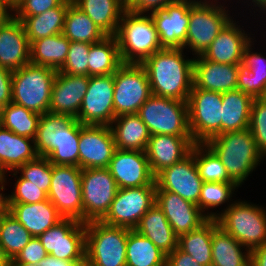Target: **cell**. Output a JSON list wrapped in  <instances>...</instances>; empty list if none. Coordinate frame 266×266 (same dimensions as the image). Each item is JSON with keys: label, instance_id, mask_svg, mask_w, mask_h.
Segmentation results:
<instances>
[{"label": "cell", "instance_id": "91938a15", "mask_svg": "<svg viewBox=\"0 0 266 266\" xmlns=\"http://www.w3.org/2000/svg\"><path fill=\"white\" fill-rule=\"evenodd\" d=\"M7 174H0V191H4L5 188V183L7 182L6 178ZM0 210H8L7 205H6V195L4 193L0 192Z\"/></svg>", "mask_w": 266, "mask_h": 266}, {"label": "cell", "instance_id": "680465c9", "mask_svg": "<svg viewBox=\"0 0 266 266\" xmlns=\"http://www.w3.org/2000/svg\"><path fill=\"white\" fill-rule=\"evenodd\" d=\"M13 3L9 0H0V27L13 17Z\"/></svg>", "mask_w": 266, "mask_h": 266}, {"label": "cell", "instance_id": "e7e4bbea", "mask_svg": "<svg viewBox=\"0 0 266 266\" xmlns=\"http://www.w3.org/2000/svg\"><path fill=\"white\" fill-rule=\"evenodd\" d=\"M8 210H0V224L3 218V215L7 212Z\"/></svg>", "mask_w": 266, "mask_h": 266}, {"label": "cell", "instance_id": "603a6c76", "mask_svg": "<svg viewBox=\"0 0 266 266\" xmlns=\"http://www.w3.org/2000/svg\"><path fill=\"white\" fill-rule=\"evenodd\" d=\"M193 145L192 136H150L145 153L152 174L156 176L164 168L182 161L190 154Z\"/></svg>", "mask_w": 266, "mask_h": 266}, {"label": "cell", "instance_id": "7402d4cb", "mask_svg": "<svg viewBox=\"0 0 266 266\" xmlns=\"http://www.w3.org/2000/svg\"><path fill=\"white\" fill-rule=\"evenodd\" d=\"M239 21L233 18L225 25L202 55L206 60L221 64L241 65L245 47L254 40Z\"/></svg>", "mask_w": 266, "mask_h": 266}, {"label": "cell", "instance_id": "b9f144b4", "mask_svg": "<svg viewBox=\"0 0 266 266\" xmlns=\"http://www.w3.org/2000/svg\"><path fill=\"white\" fill-rule=\"evenodd\" d=\"M194 160L203 182L235 183L220 158L206 143H194Z\"/></svg>", "mask_w": 266, "mask_h": 266}, {"label": "cell", "instance_id": "f35d334b", "mask_svg": "<svg viewBox=\"0 0 266 266\" xmlns=\"http://www.w3.org/2000/svg\"><path fill=\"white\" fill-rule=\"evenodd\" d=\"M62 34L70 42H86L89 44L96 43L107 36L73 3L67 8Z\"/></svg>", "mask_w": 266, "mask_h": 266}, {"label": "cell", "instance_id": "30bf717a", "mask_svg": "<svg viewBox=\"0 0 266 266\" xmlns=\"http://www.w3.org/2000/svg\"><path fill=\"white\" fill-rule=\"evenodd\" d=\"M115 117L137 114L152 95L149 79L141 64L123 63L113 74Z\"/></svg>", "mask_w": 266, "mask_h": 266}, {"label": "cell", "instance_id": "3957f363", "mask_svg": "<svg viewBox=\"0 0 266 266\" xmlns=\"http://www.w3.org/2000/svg\"><path fill=\"white\" fill-rule=\"evenodd\" d=\"M115 37L122 63L141 64L162 49L155 23L150 14L125 11Z\"/></svg>", "mask_w": 266, "mask_h": 266}, {"label": "cell", "instance_id": "7dc6e473", "mask_svg": "<svg viewBox=\"0 0 266 266\" xmlns=\"http://www.w3.org/2000/svg\"><path fill=\"white\" fill-rule=\"evenodd\" d=\"M12 175L17 178L12 194L6 195V204H33L48 199V194L39 189L32 182L16 176L18 173L14 170Z\"/></svg>", "mask_w": 266, "mask_h": 266}, {"label": "cell", "instance_id": "7bdbcfd3", "mask_svg": "<svg viewBox=\"0 0 266 266\" xmlns=\"http://www.w3.org/2000/svg\"><path fill=\"white\" fill-rule=\"evenodd\" d=\"M30 232L8 211L3 215L0 224V248L12 261L29 243Z\"/></svg>", "mask_w": 266, "mask_h": 266}, {"label": "cell", "instance_id": "e575fe53", "mask_svg": "<svg viewBox=\"0 0 266 266\" xmlns=\"http://www.w3.org/2000/svg\"><path fill=\"white\" fill-rule=\"evenodd\" d=\"M70 43L62 33L33 41L30 44V63L58 71L66 61Z\"/></svg>", "mask_w": 266, "mask_h": 266}, {"label": "cell", "instance_id": "6da1fadb", "mask_svg": "<svg viewBox=\"0 0 266 266\" xmlns=\"http://www.w3.org/2000/svg\"><path fill=\"white\" fill-rule=\"evenodd\" d=\"M183 48H162L146 58L145 68L153 95L188 101L193 87V63Z\"/></svg>", "mask_w": 266, "mask_h": 266}, {"label": "cell", "instance_id": "4316f807", "mask_svg": "<svg viewBox=\"0 0 266 266\" xmlns=\"http://www.w3.org/2000/svg\"><path fill=\"white\" fill-rule=\"evenodd\" d=\"M253 43L251 40L243 51L237 89L253 98H266V57L260 52L252 51Z\"/></svg>", "mask_w": 266, "mask_h": 266}, {"label": "cell", "instance_id": "be15d7a7", "mask_svg": "<svg viewBox=\"0 0 266 266\" xmlns=\"http://www.w3.org/2000/svg\"><path fill=\"white\" fill-rule=\"evenodd\" d=\"M11 266H39V264H31V263H28V264H11Z\"/></svg>", "mask_w": 266, "mask_h": 266}, {"label": "cell", "instance_id": "94428289", "mask_svg": "<svg viewBox=\"0 0 266 266\" xmlns=\"http://www.w3.org/2000/svg\"><path fill=\"white\" fill-rule=\"evenodd\" d=\"M252 1L251 5L253 4V7H259L256 8V11L264 13L266 11V0H249Z\"/></svg>", "mask_w": 266, "mask_h": 266}, {"label": "cell", "instance_id": "2e32d148", "mask_svg": "<svg viewBox=\"0 0 266 266\" xmlns=\"http://www.w3.org/2000/svg\"><path fill=\"white\" fill-rule=\"evenodd\" d=\"M156 191H170L197 205L203 180L195 160L194 145L182 161L164 168L155 176Z\"/></svg>", "mask_w": 266, "mask_h": 266}, {"label": "cell", "instance_id": "52a82bcc", "mask_svg": "<svg viewBox=\"0 0 266 266\" xmlns=\"http://www.w3.org/2000/svg\"><path fill=\"white\" fill-rule=\"evenodd\" d=\"M217 1L219 0H198L189 10L190 19L183 49L188 47L194 52L192 55H203L232 19L229 9Z\"/></svg>", "mask_w": 266, "mask_h": 266}, {"label": "cell", "instance_id": "6f0895ef", "mask_svg": "<svg viewBox=\"0 0 266 266\" xmlns=\"http://www.w3.org/2000/svg\"><path fill=\"white\" fill-rule=\"evenodd\" d=\"M250 266H266V243L251 251Z\"/></svg>", "mask_w": 266, "mask_h": 266}, {"label": "cell", "instance_id": "7c38bea8", "mask_svg": "<svg viewBox=\"0 0 266 266\" xmlns=\"http://www.w3.org/2000/svg\"><path fill=\"white\" fill-rule=\"evenodd\" d=\"M83 223L101 221L118 191L108 168L82 169Z\"/></svg>", "mask_w": 266, "mask_h": 266}, {"label": "cell", "instance_id": "4dcf8cb0", "mask_svg": "<svg viewBox=\"0 0 266 266\" xmlns=\"http://www.w3.org/2000/svg\"><path fill=\"white\" fill-rule=\"evenodd\" d=\"M107 36H115L126 0H72Z\"/></svg>", "mask_w": 266, "mask_h": 266}, {"label": "cell", "instance_id": "9f6ffc18", "mask_svg": "<svg viewBox=\"0 0 266 266\" xmlns=\"http://www.w3.org/2000/svg\"><path fill=\"white\" fill-rule=\"evenodd\" d=\"M39 266H86L85 261H67L47 255L39 263Z\"/></svg>", "mask_w": 266, "mask_h": 266}, {"label": "cell", "instance_id": "60d3db41", "mask_svg": "<svg viewBox=\"0 0 266 266\" xmlns=\"http://www.w3.org/2000/svg\"><path fill=\"white\" fill-rule=\"evenodd\" d=\"M40 117V114L12 102L2 108V127L19 136L35 139Z\"/></svg>", "mask_w": 266, "mask_h": 266}, {"label": "cell", "instance_id": "cb8c5ba5", "mask_svg": "<svg viewBox=\"0 0 266 266\" xmlns=\"http://www.w3.org/2000/svg\"><path fill=\"white\" fill-rule=\"evenodd\" d=\"M194 57L192 88L220 93L237 89L238 71L241 65L211 62L202 55Z\"/></svg>", "mask_w": 266, "mask_h": 266}, {"label": "cell", "instance_id": "6125c7cd", "mask_svg": "<svg viewBox=\"0 0 266 266\" xmlns=\"http://www.w3.org/2000/svg\"><path fill=\"white\" fill-rule=\"evenodd\" d=\"M0 266H11V260L6 256L5 252L0 248Z\"/></svg>", "mask_w": 266, "mask_h": 266}, {"label": "cell", "instance_id": "ffe728a7", "mask_svg": "<svg viewBox=\"0 0 266 266\" xmlns=\"http://www.w3.org/2000/svg\"><path fill=\"white\" fill-rule=\"evenodd\" d=\"M156 205L178 237L197 229L209 219L196 204L170 191H156Z\"/></svg>", "mask_w": 266, "mask_h": 266}, {"label": "cell", "instance_id": "681fc988", "mask_svg": "<svg viewBox=\"0 0 266 266\" xmlns=\"http://www.w3.org/2000/svg\"><path fill=\"white\" fill-rule=\"evenodd\" d=\"M258 149L266 158V98H254L249 128Z\"/></svg>", "mask_w": 266, "mask_h": 266}, {"label": "cell", "instance_id": "f1b7e54d", "mask_svg": "<svg viewBox=\"0 0 266 266\" xmlns=\"http://www.w3.org/2000/svg\"><path fill=\"white\" fill-rule=\"evenodd\" d=\"M211 244L212 266H250L251 251L225 232L216 219H212Z\"/></svg>", "mask_w": 266, "mask_h": 266}, {"label": "cell", "instance_id": "11a10c76", "mask_svg": "<svg viewBox=\"0 0 266 266\" xmlns=\"http://www.w3.org/2000/svg\"><path fill=\"white\" fill-rule=\"evenodd\" d=\"M166 266H202L188 253L177 247L167 255Z\"/></svg>", "mask_w": 266, "mask_h": 266}, {"label": "cell", "instance_id": "1f68e13d", "mask_svg": "<svg viewBox=\"0 0 266 266\" xmlns=\"http://www.w3.org/2000/svg\"><path fill=\"white\" fill-rule=\"evenodd\" d=\"M116 149L146 150L150 134L147 126L137 114H124L115 117L110 125Z\"/></svg>", "mask_w": 266, "mask_h": 266}, {"label": "cell", "instance_id": "ab89813d", "mask_svg": "<svg viewBox=\"0 0 266 266\" xmlns=\"http://www.w3.org/2000/svg\"><path fill=\"white\" fill-rule=\"evenodd\" d=\"M212 218L178 237V247L202 266H212Z\"/></svg>", "mask_w": 266, "mask_h": 266}, {"label": "cell", "instance_id": "db71d44e", "mask_svg": "<svg viewBox=\"0 0 266 266\" xmlns=\"http://www.w3.org/2000/svg\"><path fill=\"white\" fill-rule=\"evenodd\" d=\"M12 73L13 71L0 67V108L12 103Z\"/></svg>", "mask_w": 266, "mask_h": 266}, {"label": "cell", "instance_id": "5bb4252c", "mask_svg": "<svg viewBox=\"0 0 266 266\" xmlns=\"http://www.w3.org/2000/svg\"><path fill=\"white\" fill-rule=\"evenodd\" d=\"M156 204V186L118 189L102 222L135 229L142 216Z\"/></svg>", "mask_w": 266, "mask_h": 266}, {"label": "cell", "instance_id": "ba28073f", "mask_svg": "<svg viewBox=\"0 0 266 266\" xmlns=\"http://www.w3.org/2000/svg\"><path fill=\"white\" fill-rule=\"evenodd\" d=\"M137 115L152 135L191 136L188 104L172 98L151 95Z\"/></svg>", "mask_w": 266, "mask_h": 266}, {"label": "cell", "instance_id": "f6af8a7d", "mask_svg": "<svg viewBox=\"0 0 266 266\" xmlns=\"http://www.w3.org/2000/svg\"><path fill=\"white\" fill-rule=\"evenodd\" d=\"M240 187L237 183H223V182H203L201 187V194L197 206L208 218L216 219L217 212H208L218 206L227 203V209L232 203L230 201L234 195V191ZM230 200V201H229Z\"/></svg>", "mask_w": 266, "mask_h": 266}, {"label": "cell", "instance_id": "c3c4849f", "mask_svg": "<svg viewBox=\"0 0 266 266\" xmlns=\"http://www.w3.org/2000/svg\"><path fill=\"white\" fill-rule=\"evenodd\" d=\"M91 45L86 42H71L66 61L58 72L88 76V54Z\"/></svg>", "mask_w": 266, "mask_h": 266}, {"label": "cell", "instance_id": "8992f818", "mask_svg": "<svg viewBox=\"0 0 266 266\" xmlns=\"http://www.w3.org/2000/svg\"><path fill=\"white\" fill-rule=\"evenodd\" d=\"M86 266H126V243L129 228L102 221L85 223Z\"/></svg>", "mask_w": 266, "mask_h": 266}, {"label": "cell", "instance_id": "9c48e42d", "mask_svg": "<svg viewBox=\"0 0 266 266\" xmlns=\"http://www.w3.org/2000/svg\"><path fill=\"white\" fill-rule=\"evenodd\" d=\"M187 104L194 143H206L222 134V93L192 88Z\"/></svg>", "mask_w": 266, "mask_h": 266}, {"label": "cell", "instance_id": "44dd1931", "mask_svg": "<svg viewBox=\"0 0 266 266\" xmlns=\"http://www.w3.org/2000/svg\"><path fill=\"white\" fill-rule=\"evenodd\" d=\"M89 76L57 72L52 86L49 112L76 118L87 92Z\"/></svg>", "mask_w": 266, "mask_h": 266}, {"label": "cell", "instance_id": "e0dca14e", "mask_svg": "<svg viewBox=\"0 0 266 266\" xmlns=\"http://www.w3.org/2000/svg\"><path fill=\"white\" fill-rule=\"evenodd\" d=\"M198 0H176L150 13L162 48H183L189 25L190 8Z\"/></svg>", "mask_w": 266, "mask_h": 266}, {"label": "cell", "instance_id": "d590c367", "mask_svg": "<svg viewBox=\"0 0 266 266\" xmlns=\"http://www.w3.org/2000/svg\"><path fill=\"white\" fill-rule=\"evenodd\" d=\"M88 56V76L114 74L123 64L115 36H105L92 43Z\"/></svg>", "mask_w": 266, "mask_h": 266}, {"label": "cell", "instance_id": "4fadbf2b", "mask_svg": "<svg viewBox=\"0 0 266 266\" xmlns=\"http://www.w3.org/2000/svg\"><path fill=\"white\" fill-rule=\"evenodd\" d=\"M48 255L67 261H85V223L63 218L38 237Z\"/></svg>", "mask_w": 266, "mask_h": 266}, {"label": "cell", "instance_id": "7a4b0ae2", "mask_svg": "<svg viewBox=\"0 0 266 266\" xmlns=\"http://www.w3.org/2000/svg\"><path fill=\"white\" fill-rule=\"evenodd\" d=\"M206 144L220 158L229 177L239 186H242L265 157L249 129L216 135Z\"/></svg>", "mask_w": 266, "mask_h": 266}, {"label": "cell", "instance_id": "f907efd6", "mask_svg": "<svg viewBox=\"0 0 266 266\" xmlns=\"http://www.w3.org/2000/svg\"><path fill=\"white\" fill-rule=\"evenodd\" d=\"M65 0H16L13 16H36L48 9L60 6Z\"/></svg>", "mask_w": 266, "mask_h": 266}, {"label": "cell", "instance_id": "484cf974", "mask_svg": "<svg viewBox=\"0 0 266 266\" xmlns=\"http://www.w3.org/2000/svg\"><path fill=\"white\" fill-rule=\"evenodd\" d=\"M6 205L8 212L30 232L32 237H39L63 219L48 199L33 204Z\"/></svg>", "mask_w": 266, "mask_h": 266}, {"label": "cell", "instance_id": "83f0119b", "mask_svg": "<svg viewBox=\"0 0 266 266\" xmlns=\"http://www.w3.org/2000/svg\"><path fill=\"white\" fill-rule=\"evenodd\" d=\"M37 156L34 139L0 129V174L14 171Z\"/></svg>", "mask_w": 266, "mask_h": 266}, {"label": "cell", "instance_id": "5b68a950", "mask_svg": "<svg viewBox=\"0 0 266 266\" xmlns=\"http://www.w3.org/2000/svg\"><path fill=\"white\" fill-rule=\"evenodd\" d=\"M57 70L29 63L12 73V102L37 113L49 112Z\"/></svg>", "mask_w": 266, "mask_h": 266}, {"label": "cell", "instance_id": "d4e9b609", "mask_svg": "<svg viewBox=\"0 0 266 266\" xmlns=\"http://www.w3.org/2000/svg\"><path fill=\"white\" fill-rule=\"evenodd\" d=\"M30 63V43L24 26L14 16L0 27V67L11 71Z\"/></svg>", "mask_w": 266, "mask_h": 266}, {"label": "cell", "instance_id": "836d02e7", "mask_svg": "<svg viewBox=\"0 0 266 266\" xmlns=\"http://www.w3.org/2000/svg\"><path fill=\"white\" fill-rule=\"evenodd\" d=\"M253 100L238 89L222 93V133L249 128Z\"/></svg>", "mask_w": 266, "mask_h": 266}, {"label": "cell", "instance_id": "8fae6325", "mask_svg": "<svg viewBox=\"0 0 266 266\" xmlns=\"http://www.w3.org/2000/svg\"><path fill=\"white\" fill-rule=\"evenodd\" d=\"M82 169L71 165H53L48 200L63 218L83 222Z\"/></svg>", "mask_w": 266, "mask_h": 266}, {"label": "cell", "instance_id": "816d5d0a", "mask_svg": "<svg viewBox=\"0 0 266 266\" xmlns=\"http://www.w3.org/2000/svg\"><path fill=\"white\" fill-rule=\"evenodd\" d=\"M47 255L40 239L32 237L29 243L11 261V264H39Z\"/></svg>", "mask_w": 266, "mask_h": 266}, {"label": "cell", "instance_id": "9a60e30c", "mask_svg": "<svg viewBox=\"0 0 266 266\" xmlns=\"http://www.w3.org/2000/svg\"><path fill=\"white\" fill-rule=\"evenodd\" d=\"M113 74L89 76L87 92L76 119L83 125L110 126L115 119Z\"/></svg>", "mask_w": 266, "mask_h": 266}, {"label": "cell", "instance_id": "03108f58", "mask_svg": "<svg viewBox=\"0 0 266 266\" xmlns=\"http://www.w3.org/2000/svg\"><path fill=\"white\" fill-rule=\"evenodd\" d=\"M2 128V108H0V129Z\"/></svg>", "mask_w": 266, "mask_h": 266}, {"label": "cell", "instance_id": "8d00e7d4", "mask_svg": "<svg viewBox=\"0 0 266 266\" xmlns=\"http://www.w3.org/2000/svg\"><path fill=\"white\" fill-rule=\"evenodd\" d=\"M76 118L47 112L39 119L37 135L34 139L38 156L47 157L58 148L62 139V130L66 129Z\"/></svg>", "mask_w": 266, "mask_h": 266}, {"label": "cell", "instance_id": "74e56055", "mask_svg": "<svg viewBox=\"0 0 266 266\" xmlns=\"http://www.w3.org/2000/svg\"><path fill=\"white\" fill-rule=\"evenodd\" d=\"M167 255L150 239L129 229L126 243V266H166Z\"/></svg>", "mask_w": 266, "mask_h": 266}, {"label": "cell", "instance_id": "f546056e", "mask_svg": "<svg viewBox=\"0 0 266 266\" xmlns=\"http://www.w3.org/2000/svg\"><path fill=\"white\" fill-rule=\"evenodd\" d=\"M135 230L150 239L166 255L178 247V236L156 204L142 216Z\"/></svg>", "mask_w": 266, "mask_h": 266}, {"label": "cell", "instance_id": "d6a6232c", "mask_svg": "<svg viewBox=\"0 0 266 266\" xmlns=\"http://www.w3.org/2000/svg\"><path fill=\"white\" fill-rule=\"evenodd\" d=\"M72 0H65L60 6L48 9L36 16H14L24 26L29 43L63 32L64 18Z\"/></svg>", "mask_w": 266, "mask_h": 266}, {"label": "cell", "instance_id": "277c9868", "mask_svg": "<svg viewBox=\"0 0 266 266\" xmlns=\"http://www.w3.org/2000/svg\"><path fill=\"white\" fill-rule=\"evenodd\" d=\"M265 209L246 200H236L227 209L217 210L216 220L225 232L252 251L266 243Z\"/></svg>", "mask_w": 266, "mask_h": 266}, {"label": "cell", "instance_id": "ee69618b", "mask_svg": "<svg viewBox=\"0 0 266 266\" xmlns=\"http://www.w3.org/2000/svg\"><path fill=\"white\" fill-rule=\"evenodd\" d=\"M83 126L75 119L66 129L62 130V139L58 148L47 156L51 164L79 167V138L80 129Z\"/></svg>", "mask_w": 266, "mask_h": 266}, {"label": "cell", "instance_id": "d6986e66", "mask_svg": "<svg viewBox=\"0 0 266 266\" xmlns=\"http://www.w3.org/2000/svg\"><path fill=\"white\" fill-rule=\"evenodd\" d=\"M108 169L119 189L156 186L144 151L116 149Z\"/></svg>", "mask_w": 266, "mask_h": 266}, {"label": "cell", "instance_id": "f5cc1de1", "mask_svg": "<svg viewBox=\"0 0 266 266\" xmlns=\"http://www.w3.org/2000/svg\"><path fill=\"white\" fill-rule=\"evenodd\" d=\"M174 1L176 0H126V10L136 14H149V11L162 10Z\"/></svg>", "mask_w": 266, "mask_h": 266}, {"label": "cell", "instance_id": "ac0fdd59", "mask_svg": "<svg viewBox=\"0 0 266 266\" xmlns=\"http://www.w3.org/2000/svg\"><path fill=\"white\" fill-rule=\"evenodd\" d=\"M116 150L114 135L107 125H84L80 129L79 167L108 168Z\"/></svg>", "mask_w": 266, "mask_h": 266}, {"label": "cell", "instance_id": "bcb514c9", "mask_svg": "<svg viewBox=\"0 0 266 266\" xmlns=\"http://www.w3.org/2000/svg\"><path fill=\"white\" fill-rule=\"evenodd\" d=\"M15 171L17 173L20 171V176L23 179L32 182L48 194L52 178V164L47 157L37 156L35 159L19 166Z\"/></svg>", "mask_w": 266, "mask_h": 266}]
</instances>
